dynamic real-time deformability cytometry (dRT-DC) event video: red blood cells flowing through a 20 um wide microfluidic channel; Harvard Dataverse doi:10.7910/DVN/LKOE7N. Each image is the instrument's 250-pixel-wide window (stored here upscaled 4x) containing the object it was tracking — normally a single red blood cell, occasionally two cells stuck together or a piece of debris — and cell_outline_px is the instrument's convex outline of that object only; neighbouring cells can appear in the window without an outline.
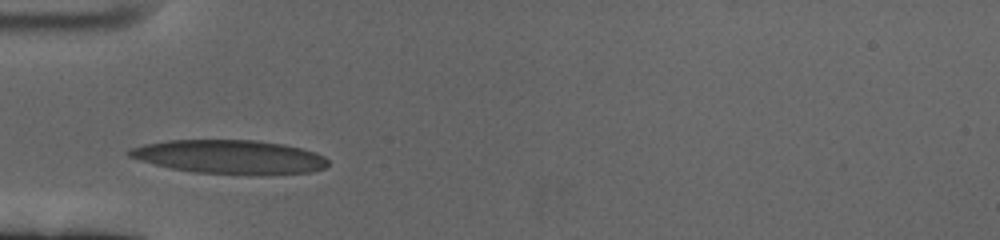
{"species": "human", "species_latin": "Homo sapiens", "temperature_condition": "cold", "stored_images_in_passage": 31, "camera_frame_rate_fps": 3000, "um_per_image_px": 0.085, "donor": {"sex": "female"}, "frame": {"image": 1, "passage_image": 1, "time_ms": 0.0, "image_size_px": [1000, 240], "cell_outline_px": [[328, 164], [324, 168], [308, 172], [256, 176], [248, 176], [192, 172], [172, 168], [140, 160], [128, 156], [124, 152], [128, 148], [144, 144], [168, 140], [256, 140], [284, 144], [316, 152], [324, 156], [328, 160]], "centroid_in_image_um": [19.52, 13.35], "position_along_channel_um": 65.5, "area_um2": 39.77}}
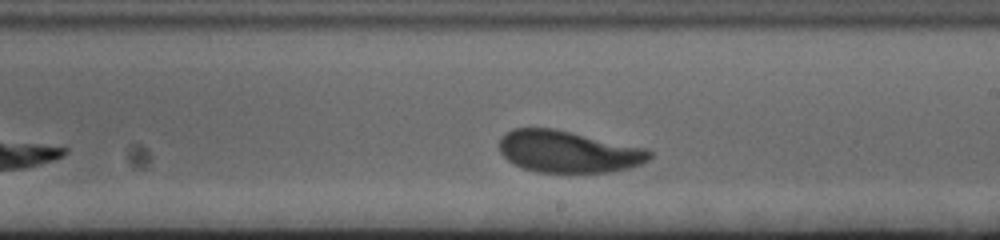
{"frame": {"image": 2, "passage_image": 17, "time_ms": 5.333, "image_size_px": [1000, 240], "cell_outline_px": [[652, 156], [648, 160], [640, 164], [628, 168], [612, 172], [536, 172], [524, 168], [508, 160], [500, 152], [500, 136], [512, 128], [552, 128], [572, 132], [644, 148], [652, 152]], "centroid_in_image_um": [48.28, 12.88], "position_along_channel_um": 240.7, "area_um2": 36.41}}
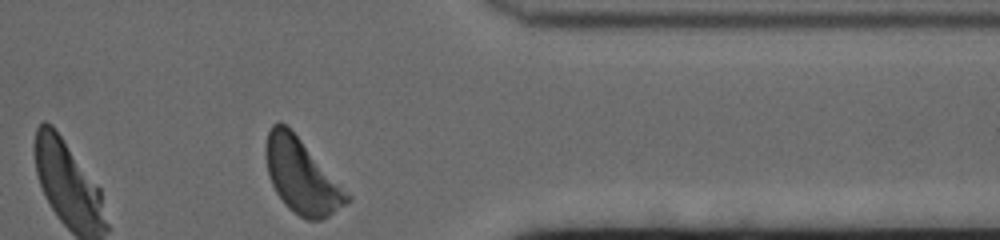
{"frame": {"image": 3, "passage_image": 31, "time_ms": 10.0, "image_size_px": [1000, 240], "cell_outline_px": [[352, 200], [328, 216], [320, 220], [308, 220], [300, 216], [288, 208], [284, 204], [276, 192], [268, 176], [264, 152], [264, 148], [268, 132], [272, 124], [280, 120], [288, 124], [352, 196]], "centroid_in_image_um": [25.62, 14.93], "position_along_channel_um": 385.8, "area_um2": 35.66}, "authors_computed_cell_mechanics": {"area_um2": 36.7608, "velocity_mm_per_s": 3.3212, "shape_relaxation_time_tau1_ms": 3.2812, "shape_relaxation_time_tau2_ms": 1.5077, "deformation_change_tau1": 0.1687, "deformation_change_tau2": 0.084}}